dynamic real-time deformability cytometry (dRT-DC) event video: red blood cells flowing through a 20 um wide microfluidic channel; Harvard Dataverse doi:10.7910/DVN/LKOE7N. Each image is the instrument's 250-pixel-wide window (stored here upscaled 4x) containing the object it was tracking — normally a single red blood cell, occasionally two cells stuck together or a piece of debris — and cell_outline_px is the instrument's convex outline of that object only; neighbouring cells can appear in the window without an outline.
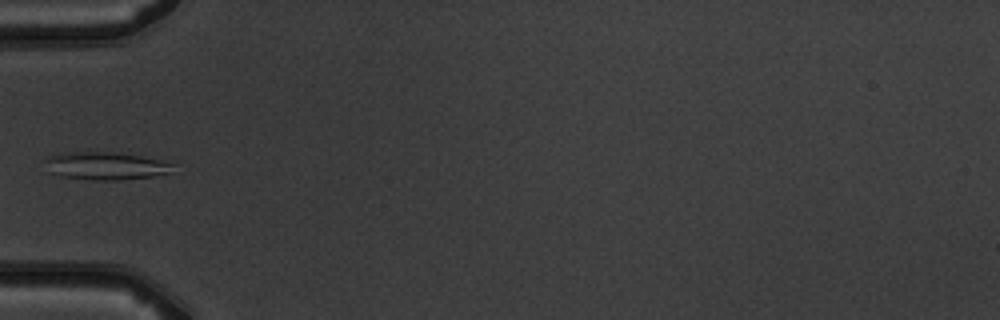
{"species": "common noctule bat (a hibernating species)", "species_latin": "Nyctalus noctula", "temperature_condition": "warm", "stored_images_in_passage": 4, "camera_frame_rate_fps": 3000, "um_per_image_px": 0.085, "animal": {"sex": "male", "body_mass_g": 19.5, "forearm_length_mm": 54.6}, "frame": {"image": 1, "passage_image": 4, "time_ms": 4.333, "image_size_px": [1000, 320], "cell_outline_px": [[172, 164], [168, 172], [152, 176], [116, 180], [92, 180], [60, 176], [48, 172], [44, 160], [48, 156], [68, 152], [116, 152], [140, 156], [160, 160]], "centroid_in_image_um": [8.87, 14.09], "position_along_channel_um": 76.1, "area_um2": 20.4}}